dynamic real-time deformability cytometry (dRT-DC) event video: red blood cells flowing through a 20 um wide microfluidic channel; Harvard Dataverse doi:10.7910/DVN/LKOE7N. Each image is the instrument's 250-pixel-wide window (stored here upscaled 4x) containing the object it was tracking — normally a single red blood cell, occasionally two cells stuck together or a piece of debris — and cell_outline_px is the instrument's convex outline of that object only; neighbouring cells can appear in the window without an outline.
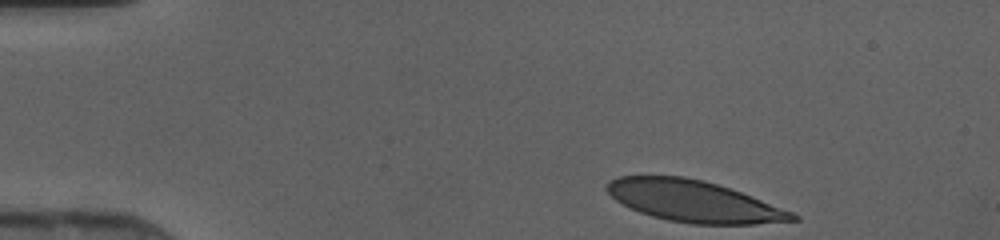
{"species": "human", "species_latin": "Homo sapiens", "temperature_condition": "cold", "stored_images_in_passage": 36, "camera_frame_rate_fps": 3000, "um_per_image_px": 0.085, "donor": {"sex": "female"}, "frame": {"image": 1, "passage_image": 1, "time_ms": 0.0, "image_size_px": [1000, 240], "cell_outline_px": [[800, 220], [756, 224], [692, 224], [668, 220], [652, 216], [640, 212], [616, 200], [604, 188], [608, 180], [616, 176], [684, 176], [704, 180], [752, 196], [792, 212], [800, 216]], "centroid_in_image_um": [58.96, 17.1], "position_along_channel_um": 26.0, "area_um2": 44.62}}
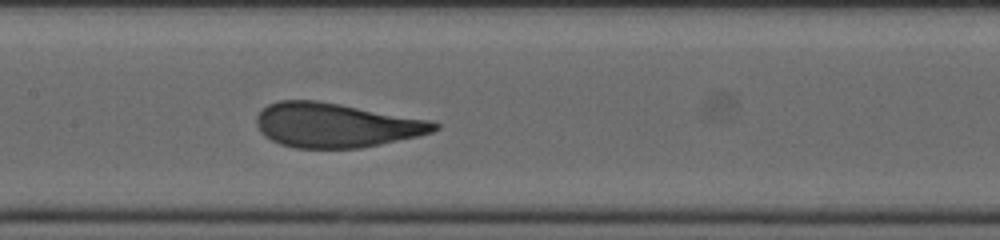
{"frame": {"image": 2, "passage_image": 17, "time_ms": 5.333, "image_size_px": [1000, 240], "cell_outline_px": [[440, 128], [432, 132], [420, 136], [360, 148], [296, 148], [280, 144], [264, 136], [260, 132], [256, 124], [256, 116], [268, 104], [280, 100], [316, 100], [340, 104], [432, 120], [440, 124]], "centroid_in_image_um": [28.57, 10.64], "position_along_channel_um": 178.8, "area_um2": 46.18}}
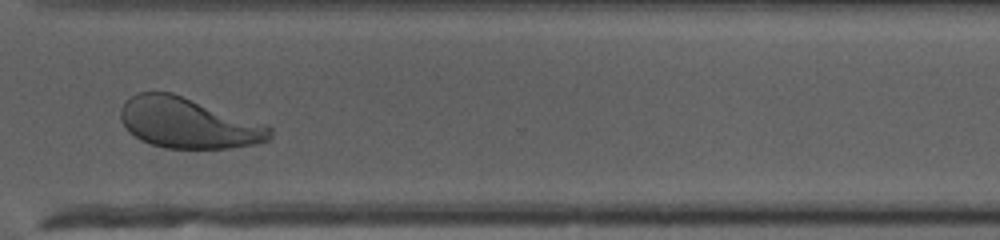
{"frame": {"image": 3, "passage_image": 29, "time_ms": 9.333, "image_size_px": [1000, 240], "cell_outline_px": [[272, 136], [268, 140], [256, 144], [232, 148], [164, 148], [140, 140], [128, 132], [120, 120], [120, 108], [124, 100], [136, 92], [172, 92], [268, 124], [272, 128]], "centroid_in_image_um": [15.99, 10.45], "position_along_channel_um": 354.6, "area_um2": 44.56}}